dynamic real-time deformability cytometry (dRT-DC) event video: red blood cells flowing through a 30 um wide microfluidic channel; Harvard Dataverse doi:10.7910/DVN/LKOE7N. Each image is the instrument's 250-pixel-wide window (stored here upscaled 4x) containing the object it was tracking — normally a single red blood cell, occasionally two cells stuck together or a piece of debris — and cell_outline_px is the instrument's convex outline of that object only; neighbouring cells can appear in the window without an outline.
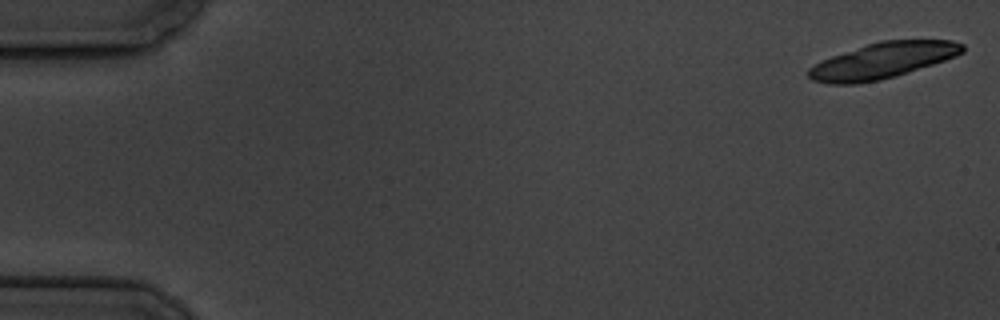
{"species": "common noctule bat (a hibernating species)", "species_latin": "Nyctalus noctula", "temperature_condition": "cold", "stored_images_in_passage": 7, "camera_frame_rate_fps": 3000, "um_per_image_px": 0.085, "animal": {"sex": "male", "body_mass_g": 19.5, "forearm_length_mm": 54.6}, "frame": {"image": 1, "passage_image": 1, "time_ms": 0.0, "image_size_px": [1000, 320], "cell_outline_px": [[964, 52], [956, 56], [896, 76], [880, 80], [860, 84], [828, 84], [812, 80], [808, 76], [808, 68], [832, 56], [880, 40], [952, 40], [964, 44]], "centroid_in_image_um": [75.03, 5.16], "position_along_channel_um": 10.0, "area_um2": 31.91}}